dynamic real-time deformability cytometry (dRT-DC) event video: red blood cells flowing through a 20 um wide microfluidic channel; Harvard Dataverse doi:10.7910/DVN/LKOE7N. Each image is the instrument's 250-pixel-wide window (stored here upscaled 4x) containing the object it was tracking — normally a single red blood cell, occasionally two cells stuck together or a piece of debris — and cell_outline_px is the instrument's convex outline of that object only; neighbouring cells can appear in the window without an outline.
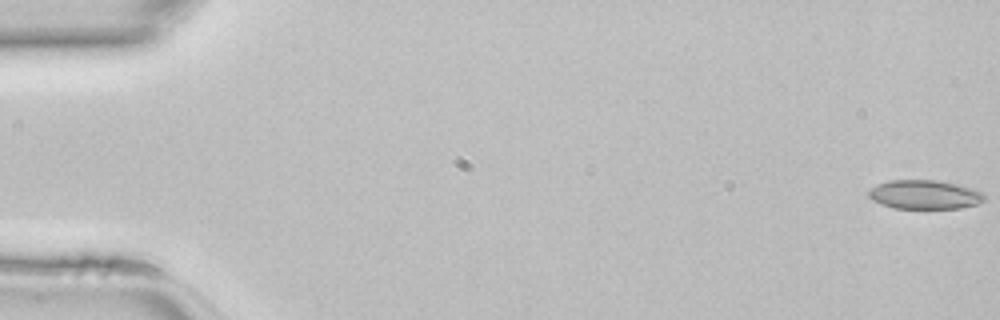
{"species": "common noctule bat (a hibernating species)", "species_latin": "Nyctalus noctula", "temperature_condition": "room temperature", "stored_images_in_passage": 47, "camera_frame_rate_fps": 3000, "um_per_image_px": 0.085, "animal": {"sex": "female", "body_mass_g": 22.7, "forearm_length_mm": 54.2}, "frame": {"image": 1, "passage_image": 1, "time_ms": 0.0, "image_size_px": [1000, 320], "cell_outline_px": [[984, 200], [976, 204], [960, 208], [892, 208], [880, 204], [872, 200], [868, 196], [868, 192], [876, 184], [888, 180], [936, 180], [956, 184], [972, 188], [984, 192]], "centroid_in_image_um": [78.56, 16.53], "position_along_channel_um": 6.4, "area_um2": 19.59}}
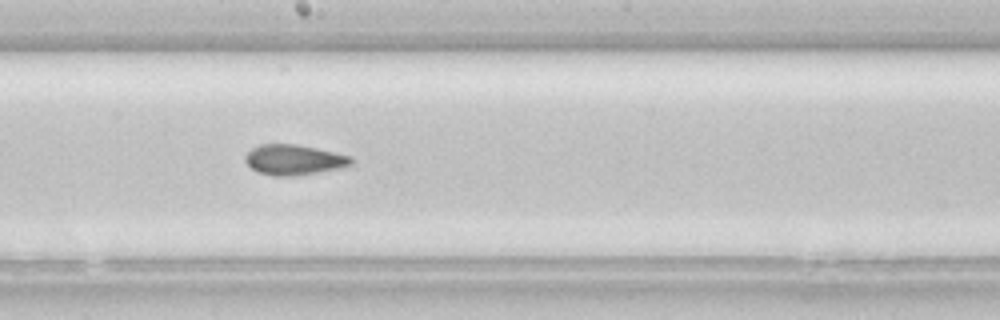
{"frame": {"image": 2, "passage_image": 26, "time_ms": 8.333, "image_size_px": [1000, 320], "cell_outline_px": [[352, 164], [340, 168], [292, 176], [272, 176], [256, 172], [244, 160], [244, 156], [252, 148], [260, 144], [296, 144], [316, 148], [352, 156]], "centroid_in_image_um": [24.95, 13.58], "position_along_channel_um": 223.2, "area_um2": 18.67}}
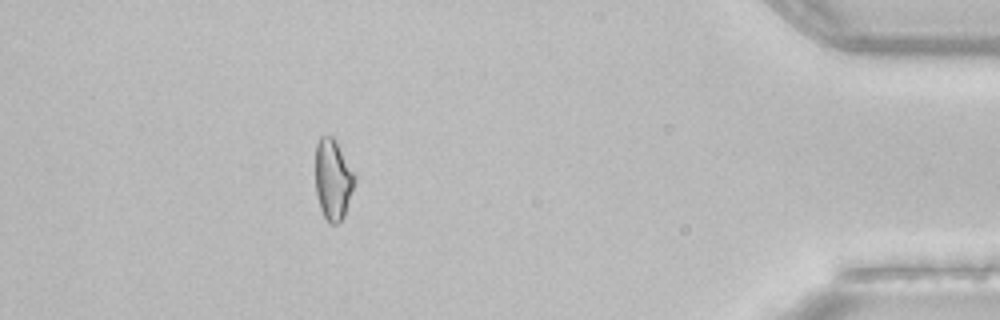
{"frame": {"image": 3, "passage_image": 42, "time_ms": 13.667, "image_size_px": [1000, 320], "cell_outline_px": [[356, 176], [344, 216], [336, 224], [328, 224], [320, 208], [316, 192], [316, 144], [320, 136], [332, 136], [336, 140]], "centroid_in_image_um": [28.29, 15.24], "position_along_channel_um": 406.9, "area_um2": 18.26}}